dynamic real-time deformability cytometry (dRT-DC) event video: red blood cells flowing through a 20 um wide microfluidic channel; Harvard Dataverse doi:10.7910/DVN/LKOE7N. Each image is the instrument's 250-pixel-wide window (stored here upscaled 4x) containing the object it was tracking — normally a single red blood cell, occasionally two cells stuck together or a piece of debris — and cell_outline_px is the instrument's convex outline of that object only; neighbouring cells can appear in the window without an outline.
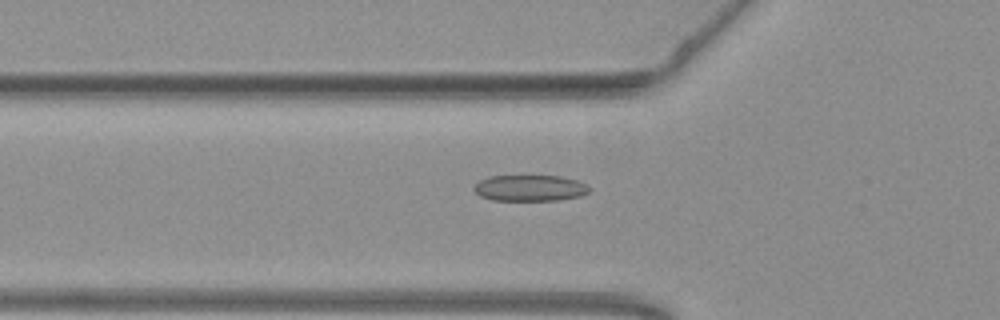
{"species": "common noctule bat (a hibernating species)", "species_latin": "Nyctalus noctula", "temperature_condition": "warm", "stored_images_in_passage": 53, "camera_frame_rate_fps": 3000, "um_per_image_px": 0.085, "animal": {"sex": "female", "body_mass_g": 19.3, "forearm_length_mm": 54.1}, "frame": {"image": 1, "passage_image": 19, "time_ms": 6.0, "image_size_px": [1000, 320], "cell_outline_px": [[592, 188], [588, 192], [580, 196], [560, 200], [492, 200], [480, 196], [472, 188], [480, 180], [488, 176], [560, 176], [576, 180], [588, 184]], "centroid_in_image_um": [45.06, 15.98], "position_along_channel_um": 80.7, "area_um2": 17.63}}
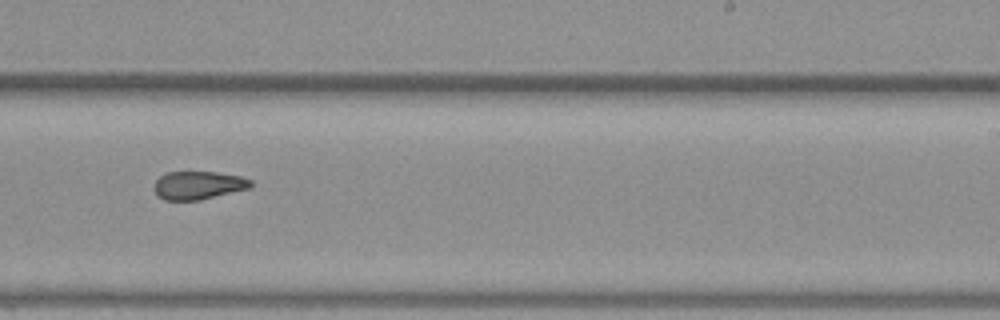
{"frame": {"image": 2, "passage_image": 34, "time_ms": 11.0, "image_size_px": [1000, 320], "cell_outline_px": [[252, 188], [200, 200], [164, 200], [152, 188], [156, 180], [160, 176], [168, 172], [216, 172], [240, 176], [252, 180]], "centroid_in_image_um": [16.88, 15.75], "position_along_channel_um": 272.1, "area_um2": 15.95}}
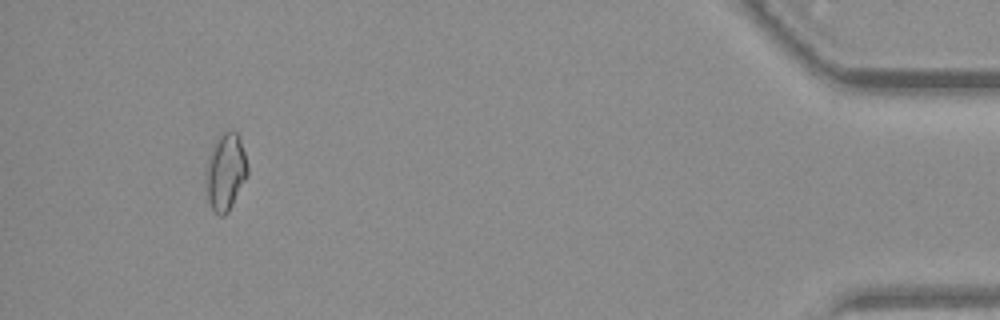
{"frame": {"image": 3, "passage_image": 51, "time_ms": 16.667, "image_size_px": [1000, 320], "cell_outline_px": [[248, 176], [228, 212], [224, 216], [220, 216], [212, 208], [208, 200], [204, 188], [204, 168], [208, 156], [216, 140], [224, 132], [236, 132], [240, 140], [248, 164]], "centroid_in_image_um": [19.14, 14.65], "position_along_channel_um": 416.1, "area_um2": 18.96}, "authors_computed_cell_mechanics": {"area_um2": 17.5134, "velocity_mm_per_s": 3.8107, "shape_relaxation_time_tau1_ms": null, "shape_relaxation_time_tau2_ms": 2.1325, "deformation_change_tau1": null, "deformation_change_tau2": 0.092}}